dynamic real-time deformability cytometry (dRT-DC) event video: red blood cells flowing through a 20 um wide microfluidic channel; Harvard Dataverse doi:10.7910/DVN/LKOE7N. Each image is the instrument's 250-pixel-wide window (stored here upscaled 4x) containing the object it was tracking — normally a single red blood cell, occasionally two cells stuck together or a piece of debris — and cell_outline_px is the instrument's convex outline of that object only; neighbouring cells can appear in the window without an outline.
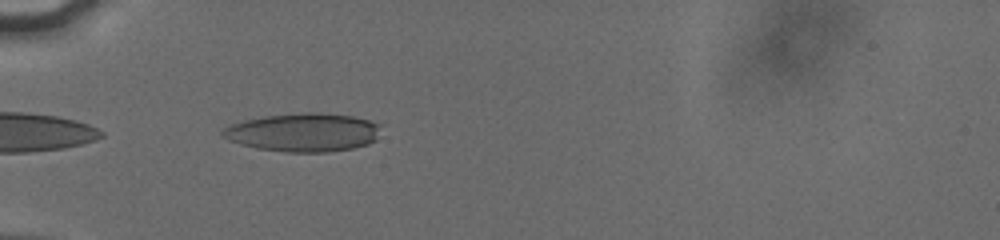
{"species": "human", "species_latin": "Homo sapiens", "temperature_condition": "cold", "stored_images_in_passage": 37, "camera_frame_rate_fps": 3000, "um_per_image_px": 0.085, "donor": {"sex": "male"}, "frame": {"image": 1, "passage_image": 1, "time_ms": 0.0, "image_size_px": [1000, 240], "cell_outline_px": [[380, 124], [376, 140], [368, 144], [352, 148], [328, 152], [288, 152], [256, 148], [228, 140], [220, 132], [224, 128], [232, 124], [244, 120], [264, 116], [304, 112], [316, 112], [352, 116], [368, 120]], "centroid_in_image_um": [25.79, 11.25], "position_along_channel_um": 59.2, "area_um2": 35.32}}
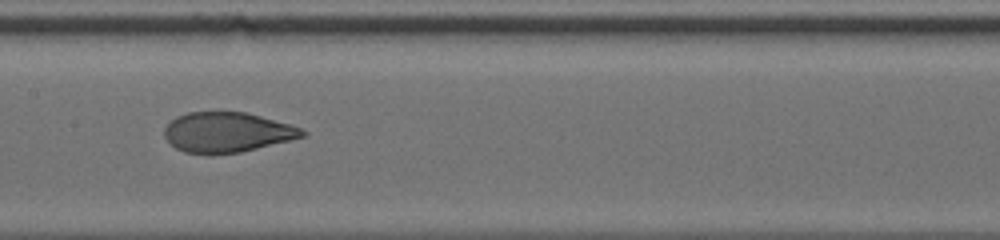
{"frame": {"image": 2, "passage_image": 12, "time_ms": 3.667, "image_size_px": [1000, 240], "cell_outline_px": [[308, 132], [304, 136], [240, 152], [212, 156], [208, 156], [184, 152], [176, 148], [164, 136], [164, 128], [176, 116], [188, 112], [244, 112], [260, 116], [288, 124], [300, 128]], "centroid_in_image_um": [19.24, 11.26], "position_along_channel_um": 188.2, "area_um2": 32.14}}
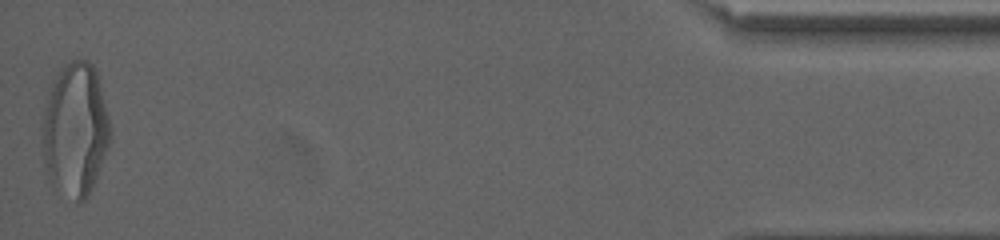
{"frame": {"image": 3, "passage_image": 37, "time_ms": 12.0, "image_size_px": [1000, 240], "cell_outline_px": [[112, 140], [96, 180], [88, 196], [84, 200], [76, 204], [48, 184], [44, 164], [44, 108], [52, 84], [60, 68], [64, 64], [72, 60], [88, 60], [96, 68], [112, 128]], "centroid_in_image_um": [6.44, 11.08], "position_along_channel_um": 428.8, "area_um2": 53.64}, "authors_computed_cell_mechanics": {"area_um2": 34.9112, "velocity_mm_per_s": 3.8299, "shape_relaxation_time_tau1_ms": 4.6811, "shape_relaxation_time_tau2_ms": 0.9042, "deformation_change_tau1": 0.1923, "deformation_change_tau2": 0.0655}}